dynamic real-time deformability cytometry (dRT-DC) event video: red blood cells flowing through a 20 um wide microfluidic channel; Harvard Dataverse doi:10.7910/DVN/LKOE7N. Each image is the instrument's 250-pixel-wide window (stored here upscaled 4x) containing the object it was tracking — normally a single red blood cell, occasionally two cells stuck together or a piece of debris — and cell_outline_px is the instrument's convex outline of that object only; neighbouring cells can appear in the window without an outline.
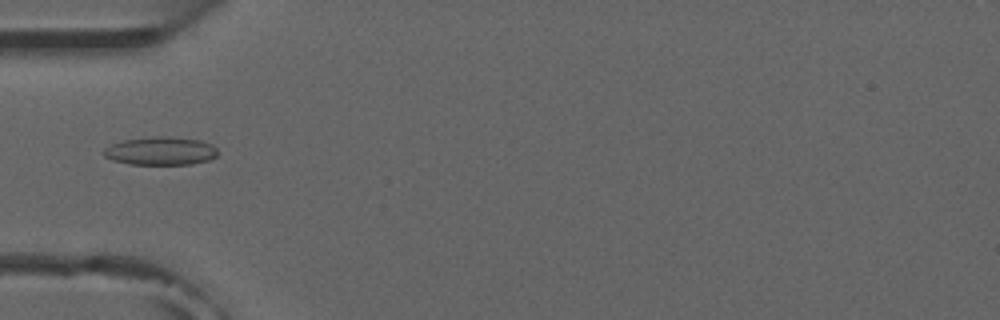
{"species": "common noctule bat (a hibernating species)", "species_latin": "Nyctalus noctula", "temperature_condition": "room temperature", "stored_images_in_passage": 2, "camera_frame_rate_fps": 3000, "um_per_image_px": 0.085, "animal": {"sex": "male", "forearm_length_mm": 52.5}, "frame": {"image": 1, "passage_image": 2, "time_ms": 1.0, "image_size_px": [1000, 320], "cell_outline_px": [[216, 156], [208, 160], [192, 164], [128, 164], [112, 160], [104, 156], [104, 148], [120, 140], [156, 136], [168, 136], [200, 140], [212, 144], [216, 148]], "centroid_in_image_um": [13.63, 12.82], "position_along_channel_um": 71.4, "area_um2": 18.79}}